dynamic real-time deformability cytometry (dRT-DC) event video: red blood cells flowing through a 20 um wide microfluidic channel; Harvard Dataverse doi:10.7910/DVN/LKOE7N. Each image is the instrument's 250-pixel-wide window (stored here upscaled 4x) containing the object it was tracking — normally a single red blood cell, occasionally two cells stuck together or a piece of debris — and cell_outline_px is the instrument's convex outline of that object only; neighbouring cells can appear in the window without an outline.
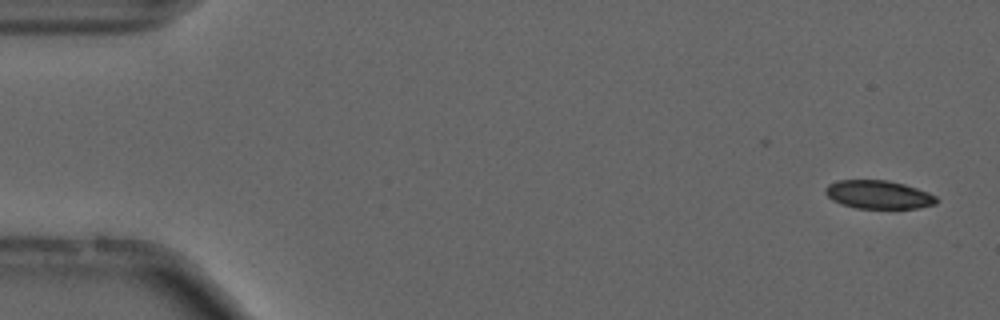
{"species": "common noctule bat (a hibernating species)", "species_latin": "Nyctalus noctula", "temperature_condition": "cold", "stored_images_in_passage": 55, "camera_frame_rate_fps": 3000, "um_per_image_px": 0.085, "animal": {"sex": "male", "forearm_length_mm": 52.5}, "frame": {"image": 1, "passage_image": 3, "time_ms": 0.667, "image_size_px": [1000, 320], "cell_outline_px": [[940, 200], [936, 204], [920, 208], [856, 208], [840, 204], [832, 200], [824, 192], [824, 188], [828, 184], [836, 180], [888, 180], [904, 184], [928, 192], [936, 196]], "centroid_in_image_um": [74.67, 16.54], "position_along_channel_um": 10.3, "area_um2": 18.55}}
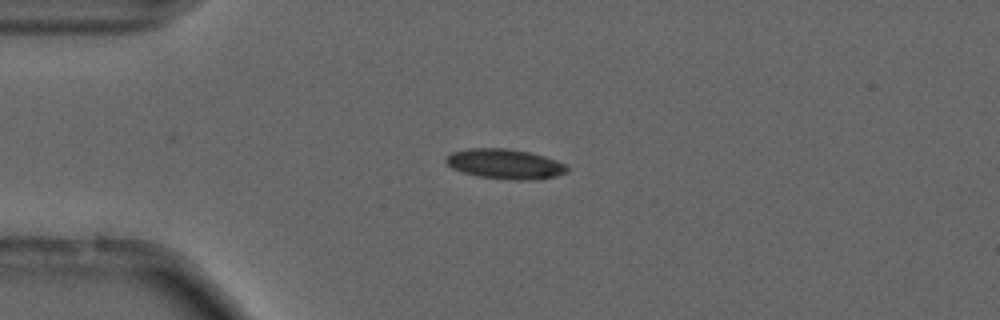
{"frame": {"image": 2, "passage_image": 14, "time_ms": 4.333, "image_size_px": [1000, 320], "cell_outline_px": [[568, 172], [556, 176], [536, 180], [516, 180], [480, 176], [464, 172], [452, 168], [444, 160], [452, 152], [468, 148], [508, 148], [528, 152], [544, 156], [556, 160], [564, 164], [568, 168]], "centroid_in_image_um": [42.95, 13.93], "position_along_channel_um": 42.1, "area_um2": 20.98}}